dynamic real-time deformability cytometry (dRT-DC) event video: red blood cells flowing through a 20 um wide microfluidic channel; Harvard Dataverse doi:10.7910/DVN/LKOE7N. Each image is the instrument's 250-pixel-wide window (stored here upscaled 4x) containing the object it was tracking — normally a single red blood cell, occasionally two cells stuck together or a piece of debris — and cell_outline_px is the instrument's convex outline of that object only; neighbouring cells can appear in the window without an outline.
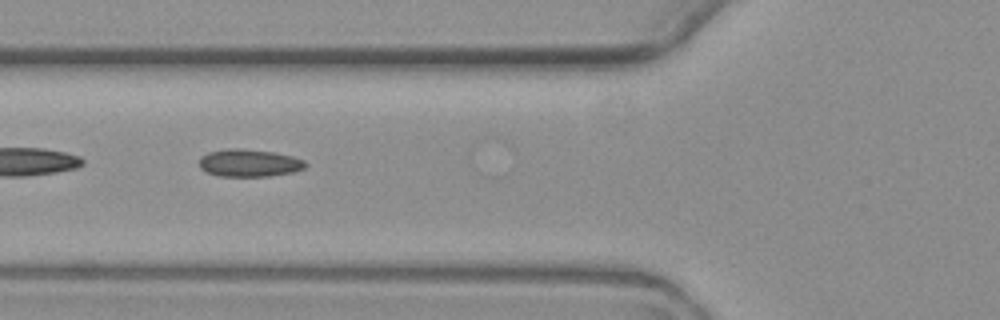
{"species": "common noctule bat (a hibernating species)", "species_latin": "Nyctalus noctula", "temperature_condition": "warm", "stored_images_in_passage": 7, "segment_of_instrument_passage": [2, 2], "camera_frame_rate_fps": 3000, "um_per_image_px": 0.085, "animal": {"sex": "female", "body_mass_g": 19.3, "forearm_length_mm": 54.1}, "frame": {"image": 1, "passage_image": 6, "time_ms": 7.0, "image_size_px": [1000, 320], "cell_outline_px": [[308, 164], [304, 168], [292, 172], [268, 176], [220, 176], [208, 172], [200, 168], [200, 156], [208, 152], [228, 148], [244, 148], [276, 152], [292, 156], [304, 160]], "centroid_in_image_um": [21.19, 13.83], "position_along_channel_um": 104.6, "area_um2": 17.11}}